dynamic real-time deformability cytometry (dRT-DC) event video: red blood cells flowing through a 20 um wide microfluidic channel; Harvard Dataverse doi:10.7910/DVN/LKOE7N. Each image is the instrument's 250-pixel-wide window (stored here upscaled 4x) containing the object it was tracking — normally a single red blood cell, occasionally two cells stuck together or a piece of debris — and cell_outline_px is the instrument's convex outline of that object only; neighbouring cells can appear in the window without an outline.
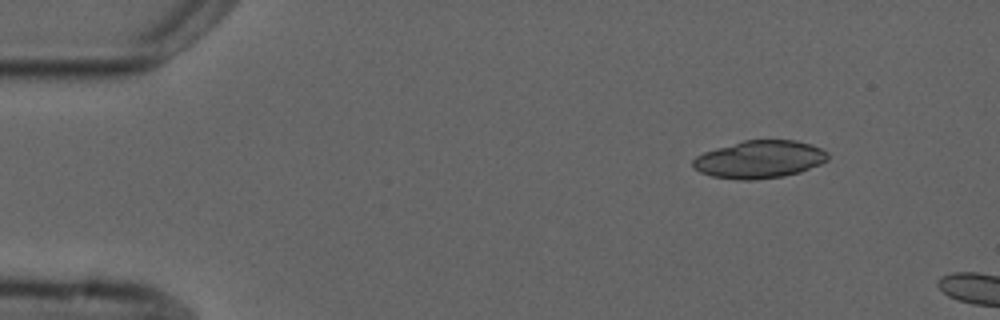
{"species": "common noctule bat (a hibernating species)", "species_latin": "Nyctalus noctula", "temperature_condition": "cold", "stored_images_in_passage": 2, "camera_frame_rate_fps": 3000, "um_per_image_px": 0.085, "animal": {"sex": "male", "forearm_length_mm": 52.5}, "frame": {"image": 1, "passage_image": 1, "time_ms": 0.0, "image_size_px": [1000, 320], "cell_outline_px": [[828, 160], [820, 164], [800, 172], [784, 176], [752, 180], [740, 180], [712, 176], [700, 172], [692, 168], [692, 160], [696, 156], [704, 152], [716, 148], [744, 140], [796, 140], [812, 144], [828, 152]], "centroid_in_image_um": [64.55, 13.55], "position_along_channel_um": 20.4, "area_um2": 29.71}}